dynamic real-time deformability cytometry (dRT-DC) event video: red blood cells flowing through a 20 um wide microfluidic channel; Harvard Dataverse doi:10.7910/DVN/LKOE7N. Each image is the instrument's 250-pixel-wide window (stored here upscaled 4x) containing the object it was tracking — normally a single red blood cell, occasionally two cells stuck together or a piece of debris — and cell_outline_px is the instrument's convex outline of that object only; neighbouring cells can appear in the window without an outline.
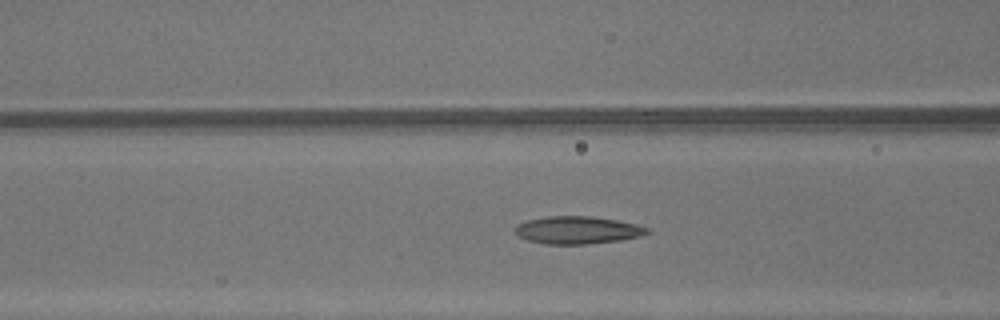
{"species": "common noctule bat (a hibernating species)", "species_latin": "Nyctalus noctula", "temperature_condition": "warm", "stored_images_in_passage": 42, "camera_frame_rate_fps": 3000, "um_per_image_px": 0.085, "animal": {"sex": "male", "body_mass_g": 13.3}, "frame": {"image": 1, "passage_image": 20, "time_ms": 6.333, "image_size_px": [1000, 320], "cell_outline_px": [[652, 232], [640, 236], [620, 240], [588, 244], [544, 244], [528, 240], [516, 236], [516, 224], [528, 220], [548, 216], [592, 216], [616, 220], [636, 224], [648, 228]], "centroid_in_image_um": [49.09, 19.56], "position_along_channel_um": 117.5, "area_um2": 21.27}}
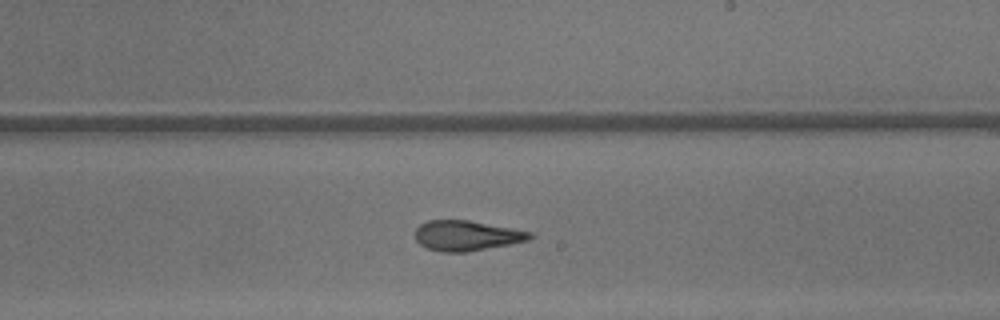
{"frame": {"image": 2, "passage_image": 29, "time_ms": 9.333, "image_size_px": [1000, 320], "cell_outline_px": [[532, 236], [528, 240], [468, 252], [444, 252], [428, 248], [420, 244], [416, 240], [416, 228], [420, 224], [428, 220], [468, 220], [532, 232]], "centroid_in_image_um": [39.63, 20.02], "position_along_channel_um": 249.4, "area_um2": 19.88}}
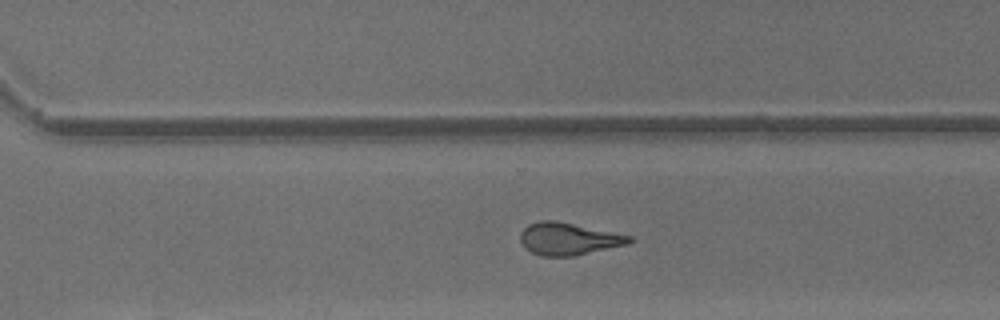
{"frame": {"image": 3, "passage_image": 34, "time_ms": 11.0, "image_size_px": [1000, 320], "cell_outline_px": [[636, 240], [628, 244], [572, 256], [540, 256], [524, 248], [520, 240], [520, 232], [528, 224], [540, 220], [556, 220], [632, 236]], "centroid_in_image_um": [48.3, 20.29], "position_along_channel_um": 322.3, "area_um2": 20.58}, "authors_computed_cell_mechanics": {"area_um2": 21.7617, "velocity_mm_per_s": 4.398, "shape_relaxation_time_tau1_ms": null, "shape_relaxation_time_tau2_ms": 2.2277, "deformation_change_tau1": null, "deformation_change_tau2": 0.1121}}